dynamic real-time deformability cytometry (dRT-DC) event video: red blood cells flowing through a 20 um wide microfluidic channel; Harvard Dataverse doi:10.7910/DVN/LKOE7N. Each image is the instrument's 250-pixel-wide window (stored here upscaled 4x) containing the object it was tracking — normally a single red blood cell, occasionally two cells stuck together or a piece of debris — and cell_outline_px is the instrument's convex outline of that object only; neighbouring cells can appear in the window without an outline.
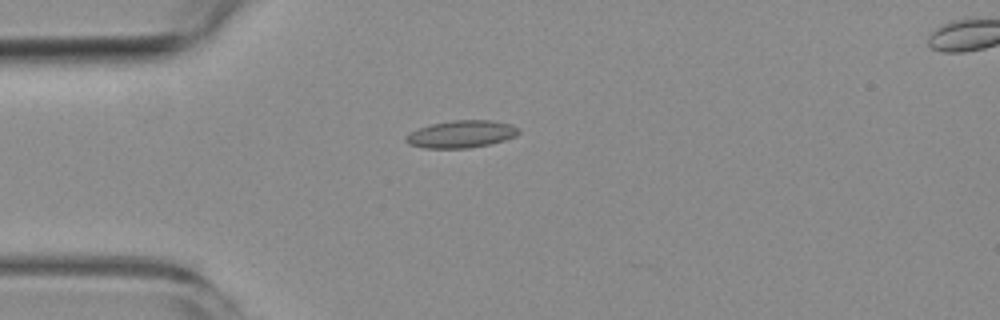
{"species": "common noctule bat (a hibernating species)", "species_latin": "Nyctalus noctula", "temperature_condition": "room temperature", "stored_images_in_passage": 3, "camera_frame_rate_fps": 3000, "um_per_image_px": 0.085, "animal": {"sex": "female", "body_mass_g": 19.3, "forearm_length_mm": 54.1}, "frame": {"image": 1, "passage_image": 1, "time_ms": 0.0, "image_size_px": [1000, 320], "cell_outline_px": [[520, 132], [516, 136], [504, 140], [488, 144], [468, 148], [424, 148], [408, 144], [404, 140], [404, 136], [420, 128], [432, 124], [452, 120], [492, 120], [512, 124], [520, 128]], "centroid_in_image_um": [39.23, 11.39], "position_along_channel_um": 45.8, "area_um2": 17.98}}